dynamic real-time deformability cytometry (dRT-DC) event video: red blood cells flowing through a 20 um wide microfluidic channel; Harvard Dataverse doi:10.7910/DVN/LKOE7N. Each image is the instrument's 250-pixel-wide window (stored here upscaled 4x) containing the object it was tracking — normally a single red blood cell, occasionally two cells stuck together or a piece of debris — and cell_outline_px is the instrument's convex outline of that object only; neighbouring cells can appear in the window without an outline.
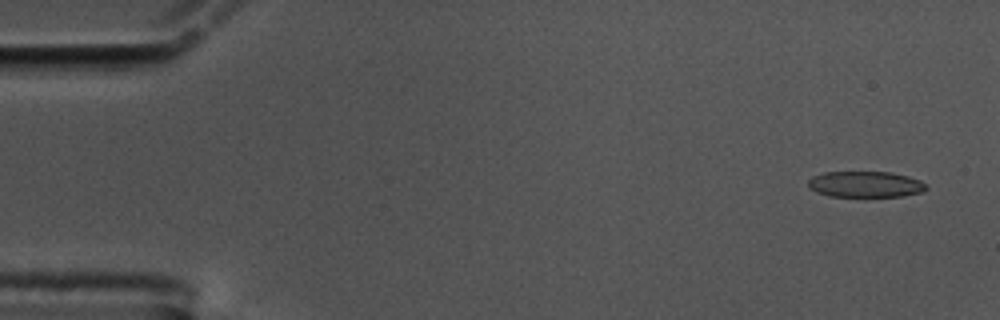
{"species": "common noctule bat (a hibernating species)", "species_latin": "Nyctalus noctula", "temperature_condition": "cold", "stored_images_in_passage": 17, "camera_frame_rate_fps": 3000, "um_per_image_px": 0.085, "animal": {"sex": "male", "body_mass_g": 17.5, "forearm_length_mm": 52.3}, "frame": {"image": 1, "passage_image": 3, "time_ms": 0.667, "image_size_px": [1000, 320], "cell_outline_px": [[928, 188], [920, 192], [904, 196], [864, 200], [828, 196], [816, 192], [808, 188], [808, 180], [812, 176], [824, 172], [892, 172], [908, 176], [920, 180]], "centroid_in_image_um": [73.52, 15.72], "position_along_channel_um": 11.5, "area_um2": 19.02}}
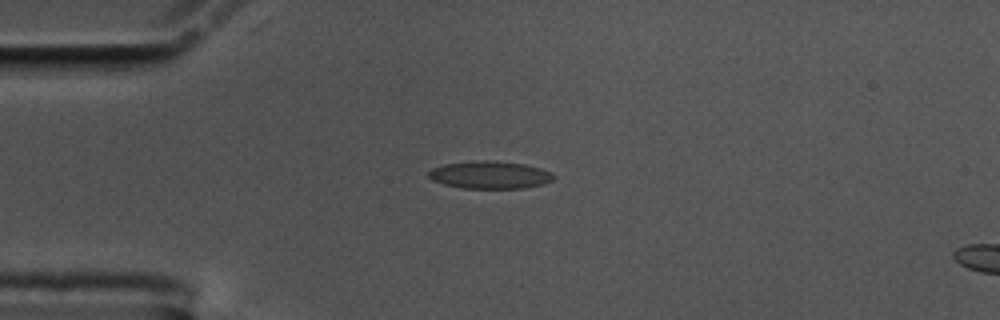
{"frame": {"image": 2, "passage_image": 14, "time_ms": 4.333, "image_size_px": [1000, 320], "cell_outline_px": [[556, 176], [552, 180], [544, 184], [524, 188], [464, 188], [444, 184], [432, 180], [428, 176], [428, 172], [432, 168], [444, 164], [476, 160], [488, 160], [524, 164], [540, 168], [552, 172]], "centroid_in_image_um": [41.65, 14.86], "position_along_channel_um": 43.3, "area_um2": 20.11}}